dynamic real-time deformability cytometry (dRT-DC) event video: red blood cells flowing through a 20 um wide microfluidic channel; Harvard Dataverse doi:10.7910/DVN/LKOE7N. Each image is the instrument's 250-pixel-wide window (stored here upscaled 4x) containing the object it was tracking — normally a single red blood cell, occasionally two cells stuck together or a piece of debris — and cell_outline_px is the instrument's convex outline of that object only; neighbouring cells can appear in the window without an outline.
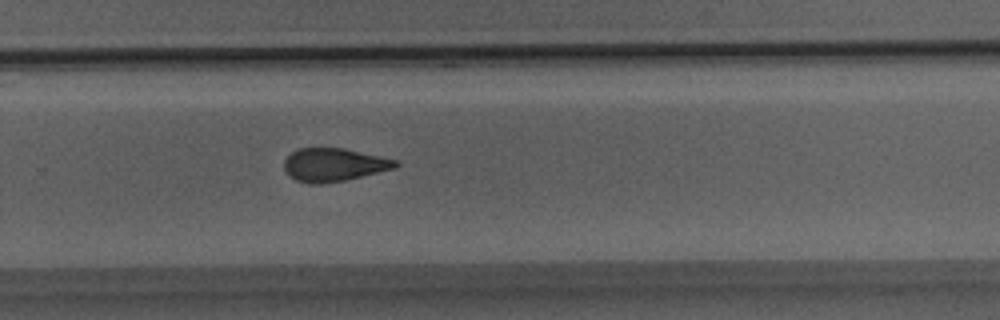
{"species": "Egyptian fruit bat (a non-hibernating species)", "species_latin": "Rousettus aegyptiacus", "temperature_condition": "room temperature", "stored_images_in_passage": 37, "camera_frame_rate_fps": 3000, "um_per_image_px": 0.085, "animal": {"sex": "male"}, "frame": {"image": 1, "passage_image": 25, "time_ms": 8.0, "image_size_px": [1000, 320], "cell_outline_px": [[400, 164], [396, 168], [344, 180], [320, 184], [316, 184], [296, 180], [288, 176], [284, 168], [284, 160], [296, 148], [344, 148], [400, 160]], "centroid_in_image_um": [28.4, 13.99], "position_along_channel_um": 301.4, "area_um2": 21.62}}
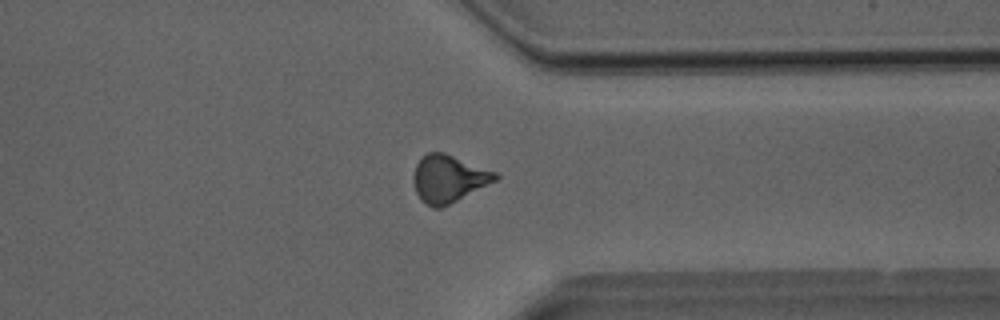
{"frame": {"image": 2, "passage_image": 29, "time_ms": 9.333, "image_size_px": [1000, 320], "cell_outline_px": [[500, 176], [496, 180], [440, 208], [432, 208], [420, 200], [416, 192], [412, 180], [412, 176], [416, 164], [420, 156], [428, 152], [444, 152], [496, 172]], "centroid_in_image_um": [38.07, 15.17], "position_along_channel_um": 373.3, "area_um2": 22.48}}
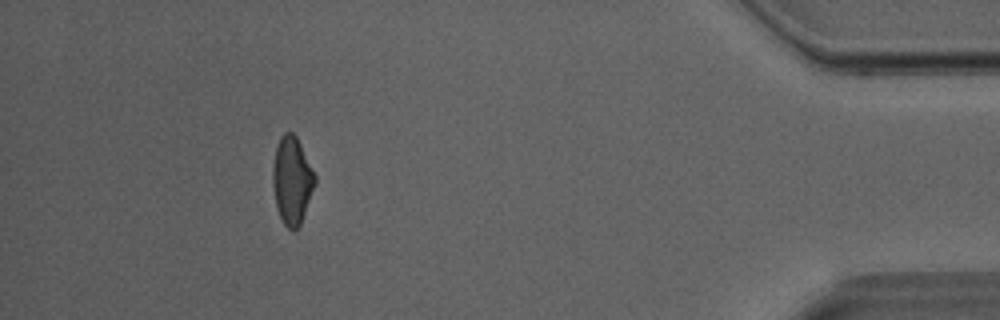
{"frame": {"image": 3, "passage_image": 34, "time_ms": 11.0, "image_size_px": [1000, 320], "cell_outline_px": [[316, 184], [300, 224], [292, 232], [284, 224], [276, 208], [272, 184], [272, 168], [276, 148], [280, 136], [284, 132], [292, 132], [296, 136], [316, 176]], "centroid_in_image_um": [24.81, 15.34], "position_along_channel_um": 410.4, "area_um2": 21.5}}